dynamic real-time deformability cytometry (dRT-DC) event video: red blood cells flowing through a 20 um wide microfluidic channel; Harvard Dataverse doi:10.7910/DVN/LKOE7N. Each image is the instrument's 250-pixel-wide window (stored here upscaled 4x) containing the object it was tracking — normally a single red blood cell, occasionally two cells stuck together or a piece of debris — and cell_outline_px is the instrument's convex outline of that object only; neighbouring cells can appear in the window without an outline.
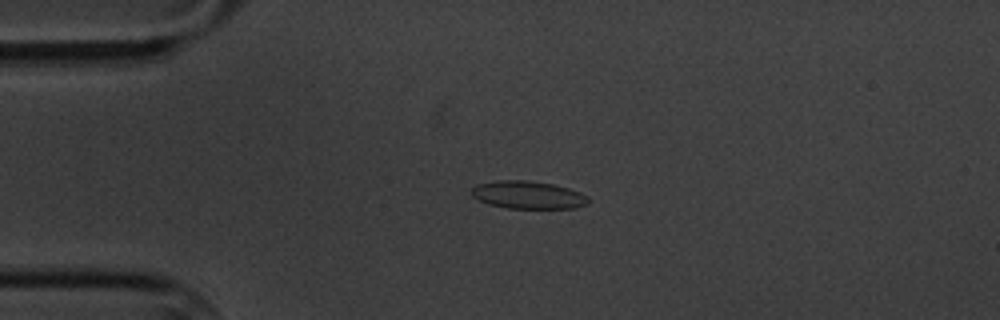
{"species": "common noctule bat (a hibernating species)", "species_latin": "Nyctalus noctula", "temperature_condition": "cold", "stored_images_in_passage": 58, "camera_frame_rate_fps": 3000, "um_per_image_px": 0.085, "animal": {"sex": "male", "body_mass_g": 20.1, "forearm_length_mm": 53.5}, "frame": {"image": 1, "passage_image": 13, "time_ms": 4.0, "image_size_px": [1000, 320], "cell_outline_px": [[588, 204], [576, 208], [508, 208], [488, 204], [472, 196], [472, 188], [476, 184], [500, 180], [528, 180], [552, 184], [568, 188], [580, 192], [588, 196]], "centroid_in_image_um": [44.89, 16.57], "position_along_channel_um": 40.1, "area_um2": 18.84}}
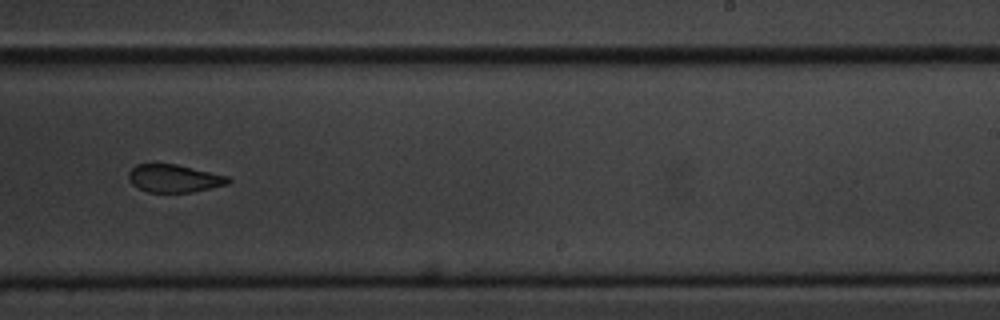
{"frame": {"image": 2, "passage_image": 36, "time_ms": 11.667, "image_size_px": [1000, 320], "cell_outline_px": [[232, 180], [228, 184], [192, 192], [148, 192], [132, 184], [128, 176], [128, 172], [136, 164], [176, 164], [228, 176]], "centroid_in_image_um": [14.81, 15.16], "position_along_channel_um": 274.2, "area_um2": 16.01}}
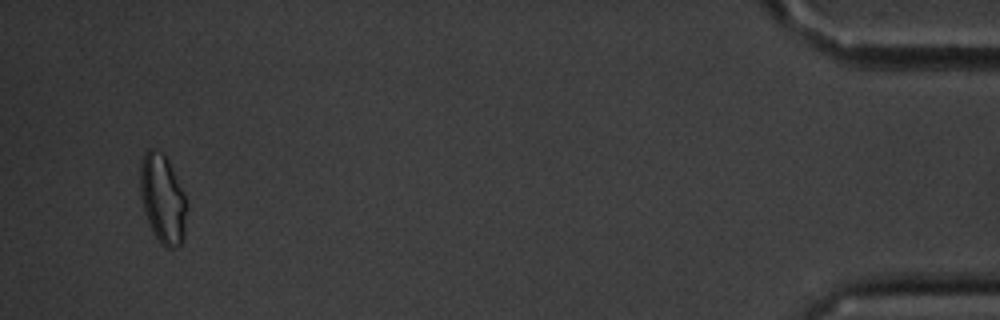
{"frame": {"image": 3, "passage_image": 56, "time_ms": 18.333, "image_size_px": [1000, 320], "cell_outline_px": [[188, 208], [184, 240], [176, 248], [168, 248], [160, 244], [152, 232], [144, 212], [140, 192], [140, 164], [144, 152], [148, 148], [152, 148], [160, 152], [168, 160], [184, 192], [188, 204]], "centroid_in_image_um": [13.84, 16.94], "position_along_channel_um": 421.4, "area_um2": 24.62}, "authors_computed_cell_mechanics": {"area_um2": 18.1203, "velocity_mm_per_s": 3.3694, "shape_relaxation_time_tau1_ms": 3.6434, "shape_relaxation_time_tau2_ms": 1.8625, "deformation_change_tau1": 0.1115, "deformation_change_tau2": 0.0735}}